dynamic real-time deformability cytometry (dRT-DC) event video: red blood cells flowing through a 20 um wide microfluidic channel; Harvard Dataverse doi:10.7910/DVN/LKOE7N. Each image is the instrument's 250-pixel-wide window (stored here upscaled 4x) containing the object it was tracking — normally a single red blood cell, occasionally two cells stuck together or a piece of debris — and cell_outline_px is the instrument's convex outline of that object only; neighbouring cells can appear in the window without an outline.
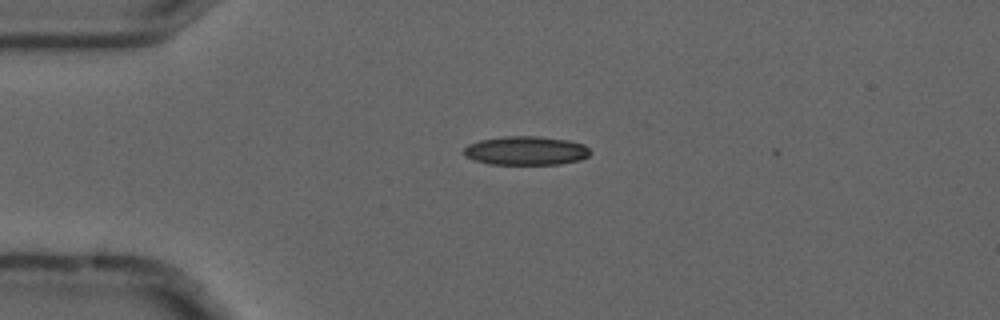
{"species": "common noctule bat (a hibernating species)", "species_latin": "Nyctalus noctula", "temperature_condition": "cold", "stored_images_in_passage": 2, "camera_frame_rate_fps": 3000, "um_per_image_px": 0.085, "animal": {"sex": "male", "forearm_length_mm": 52.5}, "frame": {"image": 1, "passage_image": 1, "time_ms": 0.0, "image_size_px": [1000, 320], "cell_outline_px": [[592, 152], [588, 156], [580, 160], [560, 164], [488, 164], [472, 160], [464, 156], [464, 148], [468, 144], [480, 140], [504, 136], [540, 136], [568, 140], [584, 144]], "centroid_in_image_um": [44.7, 12.81], "position_along_channel_um": 40.3, "area_um2": 21.44}}